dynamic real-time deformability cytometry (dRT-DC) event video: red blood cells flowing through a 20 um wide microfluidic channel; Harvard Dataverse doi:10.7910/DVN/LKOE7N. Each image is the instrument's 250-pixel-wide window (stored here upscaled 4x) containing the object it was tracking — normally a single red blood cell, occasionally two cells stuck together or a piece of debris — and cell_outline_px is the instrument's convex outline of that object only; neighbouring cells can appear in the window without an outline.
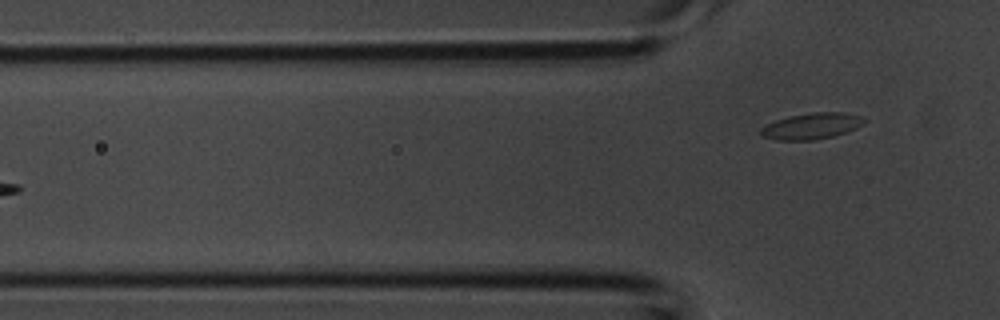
{"species": "common noctule bat (a hibernating species)", "species_latin": "Nyctalus noctula", "temperature_condition": "room temperature", "stored_images_in_passage": 3, "camera_frame_rate_fps": 3000, "um_per_image_px": 0.085, "animal": {"sex": "male", "body_mass_g": 20.1, "forearm_length_mm": 53.5}, "frame": {"image": 1, "passage_image": 3, "time_ms": 0.667, "image_size_px": [1000, 320], "cell_outline_px": [[868, 120], [864, 124], [856, 128], [832, 136], [812, 140], [776, 140], [760, 136], [760, 128], [776, 120], [788, 116], [812, 112], [844, 112], [864, 116]], "centroid_in_image_um": [69.01, 10.7], "position_along_channel_um": 56.8, "area_um2": 15.9}}